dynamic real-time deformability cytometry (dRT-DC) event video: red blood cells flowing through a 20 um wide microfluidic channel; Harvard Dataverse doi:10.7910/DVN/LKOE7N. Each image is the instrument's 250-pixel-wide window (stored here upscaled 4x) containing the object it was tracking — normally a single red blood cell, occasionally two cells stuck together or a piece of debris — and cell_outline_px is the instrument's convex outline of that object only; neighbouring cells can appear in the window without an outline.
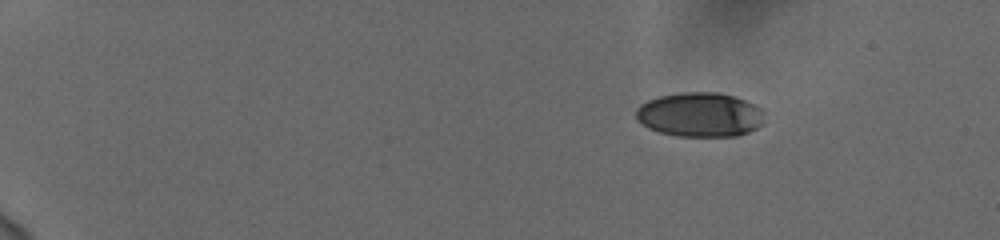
{"species": "human", "species_latin": "Homo sapiens", "temperature_condition": "cold", "stored_images_in_passage": 49, "camera_frame_rate_fps": 3000, "um_per_image_px": 0.085, "donor": {"sex": "female"}, "frame": {"image": 1, "passage_image": 1, "time_ms": 0.0, "image_size_px": [1000, 240], "cell_outline_px": [[764, 124], [748, 132], [736, 136], [676, 136], [660, 132], [648, 128], [636, 120], [636, 108], [640, 104], [648, 100], [660, 96], [684, 92], [720, 92], [744, 100], [760, 108], [764, 112]], "centroid_in_image_um": [59.49, 9.75], "position_along_channel_um": 25.5, "area_um2": 33.35}}
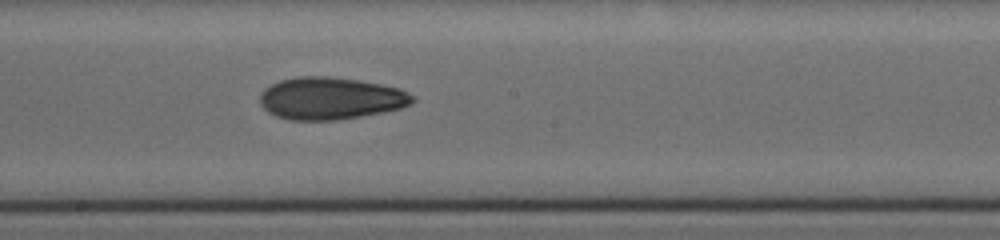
{"frame": {"image": 2, "passage_image": 27, "time_ms": 8.667, "image_size_px": [1000, 240], "cell_outline_px": [[416, 100], [412, 104], [400, 108], [384, 112], [336, 120], [292, 120], [276, 116], [268, 112], [260, 104], [260, 96], [264, 88], [280, 80], [296, 76], [332, 76], [360, 80], [400, 88], [416, 96]], "centroid_in_image_um": [28.12, 8.35], "position_along_channel_um": 220.1, "area_um2": 37.86}}
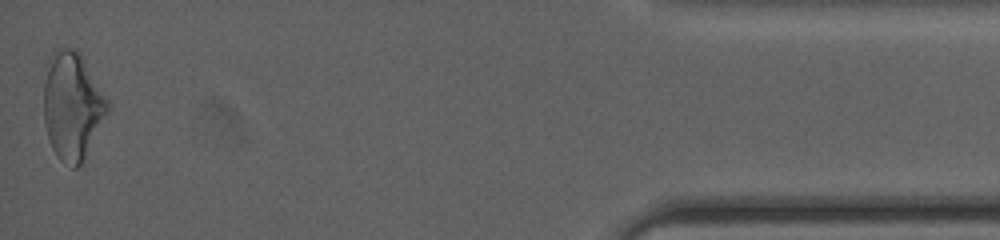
{"frame": {"image": 3, "passage_image": 49, "time_ms": 16.0, "image_size_px": [1000, 240], "cell_outline_px": [[112, 104], [84, 164], [76, 168], [72, 168], [60, 160], [52, 148], [44, 124], [44, 64], [52, 52], [56, 48], [72, 48], [80, 52]], "centroid_in_image_um": [6.17, 9.0], "position_along_channel_um": 429.0, "area_um2": 41.27}, "authors_computed_cell_mechanics": {"area_um2": 36.3562, "velocity_mm_per_s": 3.7505, "shape_relaxation_time_tau1_ms": 5.158, "shape_relaxation_time_tau2_ms": 5.645, "deformation_change_tau1": 0.1519, "deformation_change_tau2": 0.1429}}